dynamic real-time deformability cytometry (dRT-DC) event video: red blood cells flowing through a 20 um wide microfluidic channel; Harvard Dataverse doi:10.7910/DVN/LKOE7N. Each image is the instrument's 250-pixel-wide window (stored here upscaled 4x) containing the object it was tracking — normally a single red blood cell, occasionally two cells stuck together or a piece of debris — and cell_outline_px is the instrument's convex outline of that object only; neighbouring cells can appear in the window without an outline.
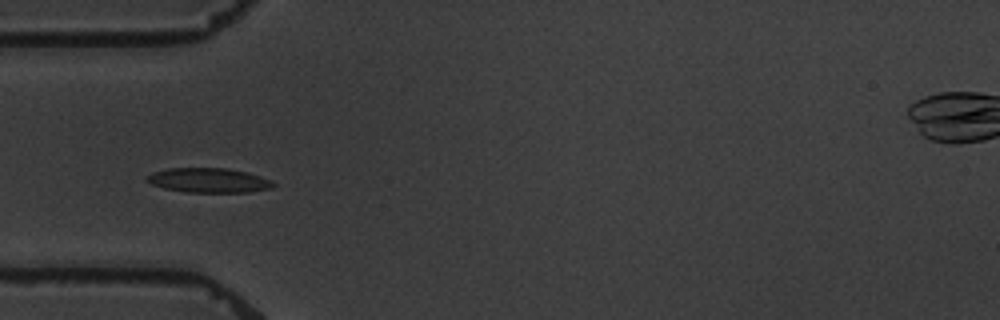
{"species": "common noctule bat (a hibernating species)", "species_latin": "Nyctalus noctula", "temperature_condition": "warm", "stored_images_in_passage": 9, "camera_frame_rate_fps": 3000, "um_per_image_px": 0.085, "animal": {"sex": "male", "body_mass_g": 19.5, "forearm_length_mm": 54.6}, "frame": {"image": 1, "passage_image": 6, "time_ms": 5.667, "image_size_px": [1000, 320], "cell_outline_px": [[276, 184], [272, 188], [248, 192], [188, 192], [164, 188], [152, 184], [144, 180], [152, 172], [168, 168], [228, 168], [248, 172], [272, 180]], "centroid_in_image_um": [17.76, 15.32], "position_along_channel_um": 67.2, "area_um2": 18.15}}
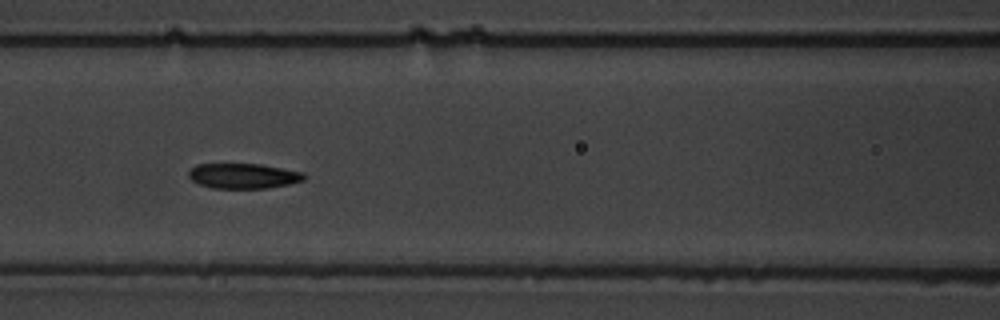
{"frame": {"image": 2, "passage_image": 8, "time_ms": 8.0, "image_size_px": [1000, 320], "cell_outline_px": [[308, 176], [304, 180], [288, 184], [264, 188], [212, 188], [200, 184], [192, 180], [188, 176], [188, 172], [196, 164], [260, 164], [304, 172]], "centroid_in_image_um": [20.7, 14.95], "position_along_channel_um": 145.9, "area_um2": 16.88}}
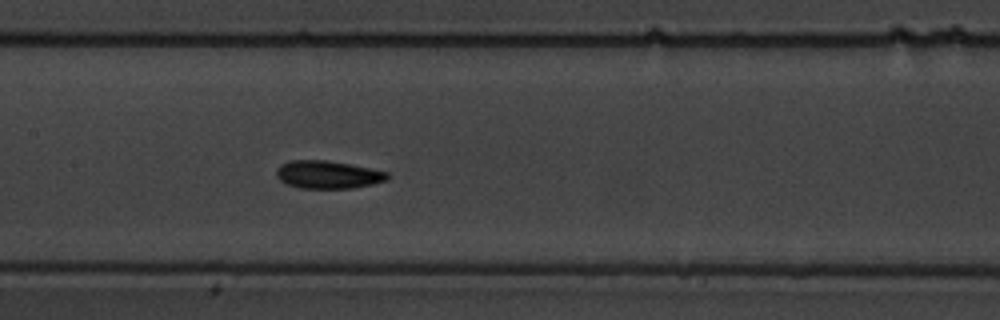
{"frame": {"image": 3, "passage_image": 9, "time_ms": 9.0, "image_size_px": [1000, 320], "cell_outline_px": [[388, 180], [372, 184], [352, 188], [300, 188], [288, 184], [280, 180], [276, 176], [276, 168], [280, 164], [288, 160], [328, 160], [388, 172]], "centroid_in_image_um": [27.83, 14.84], "position_along_channel_um": 179.6, "area_um2": 17.98}}